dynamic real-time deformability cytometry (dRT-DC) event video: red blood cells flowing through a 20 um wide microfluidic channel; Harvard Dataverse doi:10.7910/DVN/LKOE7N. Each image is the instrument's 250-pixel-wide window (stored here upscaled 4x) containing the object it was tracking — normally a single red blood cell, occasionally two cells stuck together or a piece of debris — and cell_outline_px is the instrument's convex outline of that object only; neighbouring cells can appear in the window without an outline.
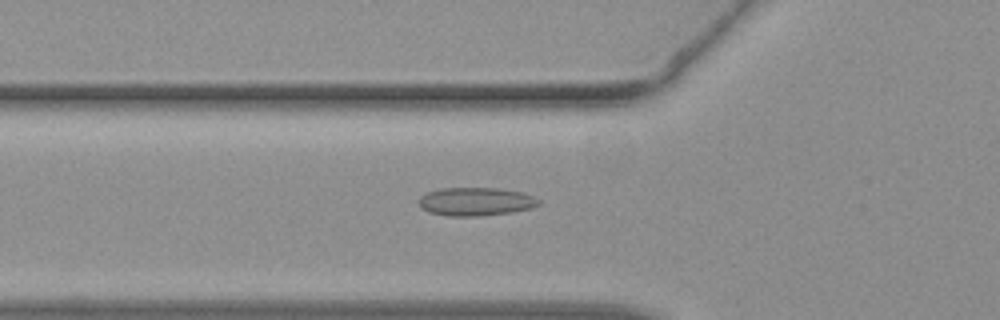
{"species": "common noctule bat (a hibernating species)", "species_latin": "Nyctalus noctula", "temperature_condition": "warm", "stored_images_in_passage": 45, "camera_frame_rate_fps": 3000, "um_per_image_px": 0.085, "animal": {"sex": "female", "body_mass_g": 19.3, "forearm_length_mm": 54.1}, "frame": {"image": 1, "passage_image": 16, "time_ms": 5.0, "image_size_px": [1000, 320], "cell_outline_px": [[540, 204], [532, 208], [512, 212], [480, 216], [448, 216], [428, 212], [420, 208], [420, 196], [428, 192], [440, 188], [496, 188], [524, 192], [540, 200]], "centroid_in_image_um": [40.45, 17.14], "position_along_channel_um": 85.4, "area_um2": 19.88}}
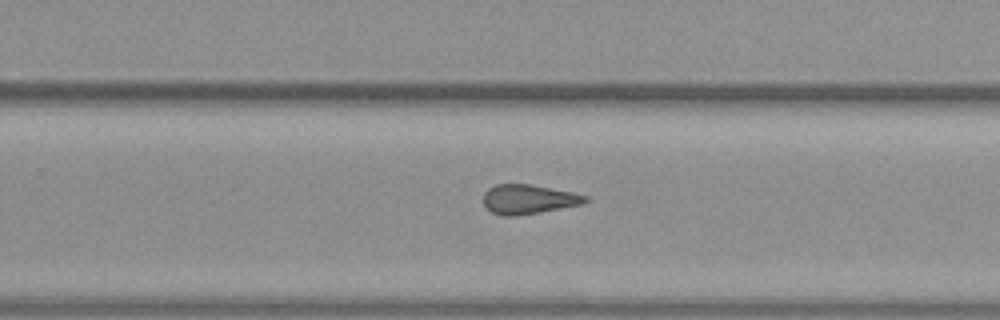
{"frame": {"image": 2, "passage_image": 29, "time_ms": 9.333, "image_size_px": [1000, 320], "cell_outline_px": [[588, 200], [584, 204], [540, 212], [516, 216], [500, 216], [492, 212], [484, 204], [484, 192], [488, 188], [496, 184], [532, 184], [572, 192], [588, 196]], "centroid_in_image_um": [44.93, 16.93], "position_along_channel_um": 284.9, "area_um2": 17.57}}
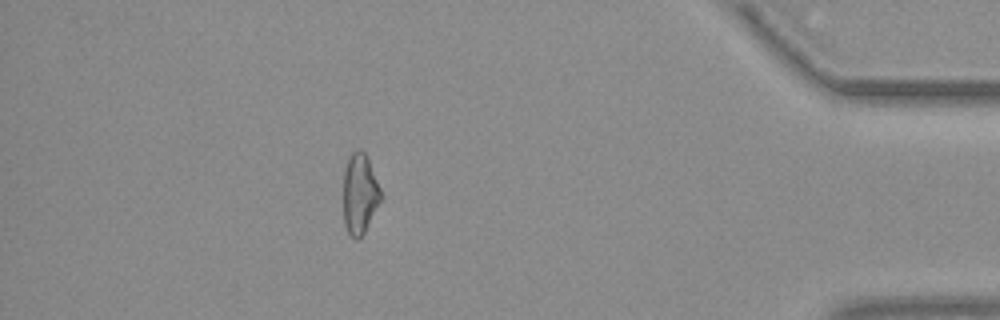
{"frame": {"image": 3, "passage_image": 40, "time_ms": 13.0, "image_size_px": [1000, 320], "cell_outline_px": [[384, 196], [360, 240], [356, 240], [348, 232], [344, 224], [344, 168], [348, 156], [356, 148], [360, 148], [364, 152], [368, 160]], "centroid_in_image_um": [30.59, 16.47], "position_along_channel_um": 404.6, "area_um2": 17.8}}